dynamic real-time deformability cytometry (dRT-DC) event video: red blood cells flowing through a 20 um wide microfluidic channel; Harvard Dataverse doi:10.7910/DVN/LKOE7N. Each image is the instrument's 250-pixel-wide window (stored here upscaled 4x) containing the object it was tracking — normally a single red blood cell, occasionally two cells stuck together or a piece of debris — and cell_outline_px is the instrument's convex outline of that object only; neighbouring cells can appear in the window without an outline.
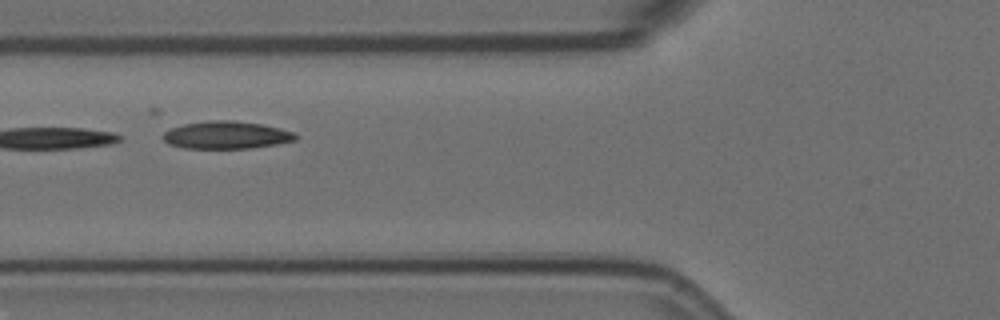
{"species": "Egyptian fruit bat (a non-hibernating species)", "species_latin": "Rousettus aegyptiacus", "temperature_condition": "room temperature", "stored_images_in_passage": 11, "camera_frame_rate_fps": 3000, "um_per_image_px": 0.085, "animal": {"sex": "female"}, "frame": {"image": 1, "passage_image": 2, "time_ms": 0.333, "image_size_px": [1000, 320], "cell_outline_px": [[300, 136], [296, 140], [276, 144], [252, 148], [184, 148], [168, 144], [160, 136], [164, 132], [172, 128], [184, 124], [208, 120], [232, 120], [260, 124], [280, 128], [296, 132]], "centroid_in_image_um": [19.26, 11.48], "position_along_channel_um": 106.5, "area_um2": 21.44}}